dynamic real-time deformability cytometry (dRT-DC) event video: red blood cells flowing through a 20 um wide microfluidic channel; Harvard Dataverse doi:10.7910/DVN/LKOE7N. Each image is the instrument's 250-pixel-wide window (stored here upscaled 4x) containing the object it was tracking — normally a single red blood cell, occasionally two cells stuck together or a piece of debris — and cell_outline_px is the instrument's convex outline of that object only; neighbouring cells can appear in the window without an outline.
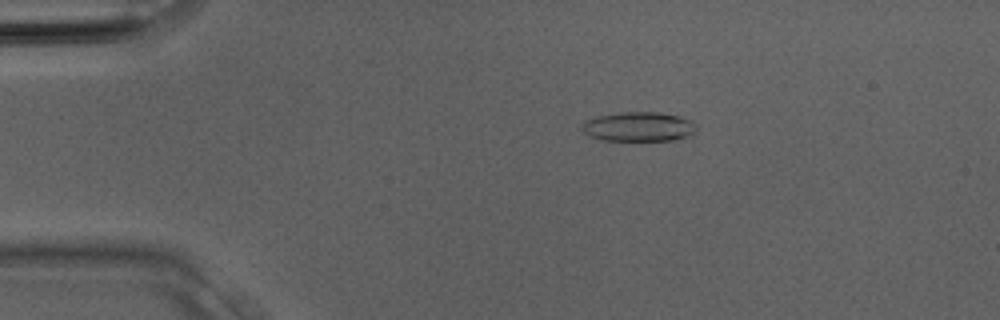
{"species": "Egyptian fruit bat (a non-hibernating species)", "species_latin": "Rousettus aegyptiacus", "temperature_condition": "room temperature", "stored_images_in_passage": 1, "camera_frame_rate_fps": 3000, "um_per_image_px": 0.085, "animal": {"sex": "male"}, "frame": {"image": 1, "passage_image": 1, "time_ms": 0.0, "image_size_px": [1000, 320], "cell_outline_px": [[696, 132], [688, 136], [672, 140], [600, 140], [588, 136], [580, 132], [580, 124], [596, 116], [620, 112], [660, 112], [680, 116], [692, 120], [696, 124]], "centroid_in_image_um": [54.25, 10.76], "position_along_channel_um": 30.7, "area_um2": 20.0}}